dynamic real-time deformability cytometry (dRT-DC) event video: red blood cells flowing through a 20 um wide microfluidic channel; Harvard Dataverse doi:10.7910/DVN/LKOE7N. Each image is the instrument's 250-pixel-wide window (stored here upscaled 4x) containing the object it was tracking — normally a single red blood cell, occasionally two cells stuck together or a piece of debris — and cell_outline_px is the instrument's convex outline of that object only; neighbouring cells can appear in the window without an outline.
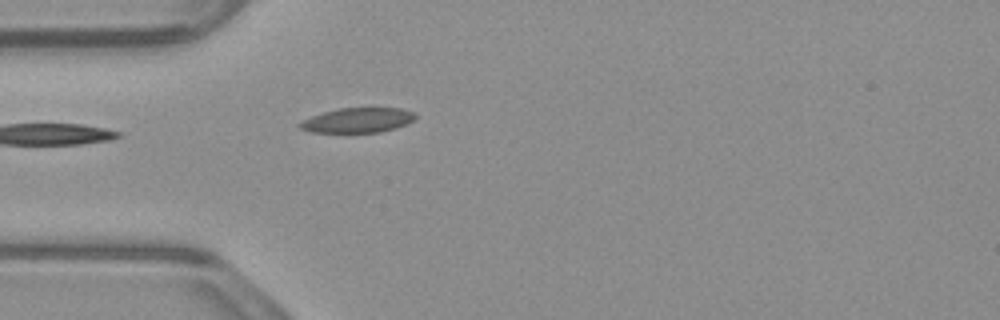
{"species": "common noctule bat (a hibernating species)", "species_latin": "Nyctalus noctula", "temperature_condition": "warm", "stored_images_in_passage": 14, "camera_frame_rate_fps": 3000, "um_per_image_px": 0.085, "animal": {"sex": "male", "body_mass_g": 23.1, "forearm_length_mm": 52.7}, "frame": {"image": 1, "passage_image": 1, "time_ms": 0.0, "image_size_px": [1000, 320], "cell_outline_px": [[416, 120], [408, 124], [396, 128], [380, 132], [312, 132], [300, 128], [296, 124], [312, 116], [324, 112], [340, 108], [372, 104], [400, 108], [412, 112], [416, 116]], "centroid_in_image_um": [30.49, 10.16], "position_along_channel_um": 54.5, "area_um2": 17.51}}